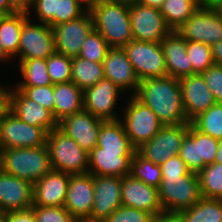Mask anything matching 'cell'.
I'll return each instance as SVG.
<instances>
[{"instance_id": "10", "label": "cell", "mask_w": 222, "mask_h": 222, "mask_svg": "<svg viewBox=\"0 0 222 222\" xmlns=\"http://www.w3.org/2000/svg\"><path fill=\"white\" fill-rule=\"evenodd\" d=\"M134 40L161 43L172 31L159 9L134 2L129 5Z\"/></svg>"}, {"instance_id": "25", "label": "cell", "mask_w": 222, "mask_h": 222, "mask_svg": "<svg viewBox=\"0 0 222 222\" xmlns=\"http://www.w3.org/2000/svg\"><path fill=\"white\" fill-rule=\"evenodd\" d=\"M168 76L180 79L193 74V67L186 52V40L172 30L162 41Z\"/></svg>"}, {"instance_id": "24", "label": "cell", "mask_w": 222, "mask_h": 222, "mask_svg": "<svg viewBox=\"0 0 222 222\" xmlns=\"http://www.w3.org/2000/svg\"><path fill=\"white\" fill-rule=\"evenodd\" d=\"M135 151H105L96 146L89 152V173L92 175H130L131 160Z\"/></svg>"}, {"instance_id": "4", "label": "cell", "mask_w": 222, "mask_h": 222, "mask_svg": "<svg viewBox=\"0 0 222 222\" xmlns=\"http://www.w3.org/2000/svg\"><path fill=\"white\" fill-rule=\"evenodd\" d=\"M51 167L70 175L89 173V153L58 127L47 135Z\"/></svg>"}, {"instance_id": "16", "label": "cell", "mask_w": 222, "mask_h": 222, "mask_svg": "<svg viewBox=\"0 0 222 222\" xmlns=\"http://www.w3.org/2000/svg\"><path fill=\"white\" fill-rule=\"evenodd\" d=\"M103 120L82 109L58 122V128L73 138L82 149L91 152L96 146Z\"/></svg>"}, {"instance_id": "19", "label": "cell", "mask_w": 222, "mask_h": 222, "mask_svg": "<svg viewBox=\"0 0 222 222\" xmlns=\"http://www.w3.org/2000/svg\"><path fill=\"white\" fill-rule=\"evenodd\" d=\"M179 82L183 108L190 122L216 103L212 92L201 74L181 77Z\"/></svg>"}, {"instance_id": "52", "label": "cell", "mask_w": 222, "mask_h": 222, "mask_svg": "<svg viewBox=\"0 0 222 222\" xmlns=\"http://www.w3.org/2000/svg\"><path fill=\"white\" fill-rule=\"evenodd\" d=\"M222 5V0H198V6L202 9L216 10Z\"/></svg>"}, {"instance_id": "32", "label": "cell", "mask_w": 222, "mask_h": 222, "mask_svg": "<svg viewBox=\"0 0 222 222\" xmlns=\"http://www.w3.org/2000/svg\"><path fill=\"white\" fill-rule=\"evenodd\" d=\"M198 9V0H165L160 11L168 26L176 30Z\"/></svg>"}, {"instance_id": "38", "label": "cell", "mask_w": 222, "mask_h": 222, "mask_svg": "<svg viewBox=\"0 0 222 222\" xmlns=\"http://www.w3.org/2000/svg\"><path fill=\"white\" fill-rule=\"evenodd\" d=\"M46 62L53 85L71 81L72 57L55 52L46 58Z\"/></svg>"}, {"instance_id": "22", "label": "cell", "mask_w": 222, "mask_h": 222, "mask_svg": "<svg viewBox=\"0 0 222 222\" xmlns=\"http://www.w3.org/2000/svg\"><path fill=\"white\" fill-rule=\"evenodd\" d=\"M70 174L51 169L33 184V205L62 207Z\"/></svg>"}, {"instance_id": "56", "label": "cell", "mask_w": 222, "mask_h": 222, "mask_svg": "<svg viewBox=\"0 0 222 222\" xmlns=\"http://www.w3.org/2000/svg\"><path fill=\"white\" fill-rule=\"evenodd\" d=\"M81 4H85L86 10H90L92 7L96 6L102 0H78Z\"/></svg>"}, {"instance_id": "29", "label": "cell", "mask_w": 222, "mask_h": 222, "mask_svg": "<svg viewBox=\"0 0 222 222\" xmlns=\"http://www.w3.org/2000/svg\"><path fill=\"white\" fill-rule=\"evenodd\" d=\"M176 215L179 222H222V199L202 197L192 207Z\"/></svg>"}, {"instance_id": "27", "label": "cell", "mask_w": 222, "mask_h": 222, "mask_svg": "<svg viewBox=\"0 0 222 222\" xmlns=\"http://www.w3.org/2000/svg\"><path fill=\"white\" fill-rule=\"evenodd\" d=\"M29 16L27 11H16L10 15L0 16V40L3 49L10 57L18 54L22 26Z\"/></svg>"}, {"instance_id": "37", "label": "cell", "mask_w": 222, "mask_h": 222, "mask_svg": "<svg viewBox=\"0 0 222 222\" xmlns=\"http://www.w3.org/2000/svg\"><path fill=\"white\" fill-rule=\"evenodd\" d=\"M109 49L110 46L105 39L98 31L93 29L86 37L78 57L103 63Z\"/></svg>"}, {"instance_id": "35", "label": "cell", "mask_w": 222, "mask_h": 222, "mask_svg": "<svg viewBox=\"0 0 222 222\" xmlns=\"http://www.w3.org/2000/svg\"><path fill=\"white\" fill-rule=\"evenodd\" d=\"M191 124L215 139L222 138V103L213 104L207 111L195 117Z\"/></svg>"}, {"instance_id": "6", "label": "cell", "mask_w": 222, "mask_h": 222, "mask_svg": "<svg viewBox=\"0 0 222 222\" xmlns=\"http://www.w3.org/2000/svg\"><path fill=\"white\" fill-rule=\"evenodd\" d=\"M123 49L140 82L168 76L161 43L133 39Z\"/></svg>"}, {"instance_id": "44", "label": "cell", "mask_w": 222, "mask_h": 222, "mask_svg": "<svg viewBox=\"0 0 222 222\" xmlns=\"http://www.w3.org/2000/svg\"><path fill=\"white\" fill-rule=\"evenodd\" d=\"M152 214L133 207L120 206L105 222H150Z\"/></svg>"}, {"instance_id": "3", "label": "cell", "mask_w": 222, "mask_h": 222, "mask_svg": "<svg viewBox=\"0 0 222 222\" xmlns=\"http://www.w3.org/2000/svg\"><path fill=\"white\" fill-rule=\"evenodd\" d=\"M52 169L47 144L42 147L0 149V170L35 183Z\"/></svg>"}, {"instance_id": "30", "label": "cell", "mask_w": 222, "mask_h": 222, "mask_svg": "<svg viewBox=\"0 0 222 222\" xmlns=\"http://www.w3.org/2000/svg\"><path fill=\"white\" fill-rule=\"evenodd\" d=\"M71 69V81L83 91L104 78L103 63L78 56L72 57Z\"/></svg>"}, {"instance_id": "43", "label": "cell", "mask_w": 222, "mask_h": 222, "mask_svg": "<svg viewBox=\"0 0 222 222\" xmlns=\"http://www.w3.org/2000/svg\"><path fill=\"white\" fill-rule=\"evenodd\" d=\"M27 98L38 102L48 109L54 116V85L37 86V87H16Z\"/></svg>"}, {"instance_id": "42", "label": "cell", "mask_w": 222, "mask_h": 222, "mask_svg": "<svg viewBox=\"0 0 222 222\" xmlns=\"http://www.w3.org/2000/svg\"><path fill=\"white\" fill-rule=\"evenodd\" d=\"M82 6L78 0H57L56 12L54 13V26L82 16L87 11Z\"/></svg>"}, {"instance_id": "61", "label": "cell", "mask_w": 222, "mask_h": 222, "mask_svg": "<svg viewBox=\"0 0 222 222\" xmlns=\"http://www.w3.org/2000/svg\"><path fill=\"white\" fill-rule=\"evenodd\" d=\"M0 222H7L6 213L0 212Z\"/></svg>"}, {"instance_id": "47", "label": "cell", "mask_w": 222, "mask_h": 222, "mask_svg": "<svg viewBox=\"0 0 222 222\" xmlns=\"http://www.w3.org/2000/svg\"><path fill=\"white\" fill-rule=\"evenodd\" d=\"M160 166L162 177L186 176L191 173L185 162L179 156L169 158L167 161L160 164Z\"/></svg>"}, {"instance_id": "51", "label": "cell", "mask_w": 222, "mask_h": 222, "mask_svg": "<svg viewBox=\"0 0 222 222\" xmlns=\"http://www.w3.org/2000/svg\"><path fill=\"white\" fill-rule=\"evenodd\" d=\"M150 222H179L176 214L162 213L151 218Z\"/></svg>"}, {"instance_id": "36", "label": "cell", "mask_w": 222, "mask_h": 222, "mask_svg": "<svg viewBox=\"0 0 222 222\" xmlns=\"http://www.w3.org/2000/svg\"><path fill=\"white\" fill-rule=\"evenodd\" d=\"M186 52L193 67V74H202L214 65L211 45L198 41H186Z\"/></svg>"}, {"instance_id": "49", "label": "cell", "mask_w": 222, "mask_h": 222, "mask_svg": "<svg viewBox=\"0 0 222 222\" xmlns=\"http://www.w3.org/2000/svg\"><path fill=\"white\" fill-rule=\"evenodd\" d=\"M10 93L11 91L6 90L0 86V118L9 111Z\"/></svg>"}, {"instance_id": "45", "label": "cell", "mask_w": 222, "mask_h": 222, "mask_svg": "<svg viewBox=\"0 0 222 222\" xmlns=\"http://www.w3.org/2000/svg\"><path fill=\"white\" fill-rule=\"evenodd\" d=\"M217 103H222V65L214 64L201 74Z\"/></svg>"}, {"instance_id": "12", "label": "cell", "mask_w": 222, "mask_h": 222, "mask_svg": "<svg viewBox=\"0 0 222 222\" xmlns=\"http://www.w3.org/2000/svg\"><path fill=\"white\" fill-rule=\"evenodd\" d=\"M176 31L186 41L213 45L222 40V19L215 10L199 8Z\"/></svg>"}, {"instance_id": "34", "label": "cell", "mask_w": 222, "mask_h": 222, "mask_svg": "<svg viewBox=\"0 0 222 222\" xmlns=\"http://www.w3.org/2000/svg\"><path fill=\"white\" fill-rule=\"evenodd\" d=\"M130 175L157 189L162 180L161 166L147 160L137 151L134 152L131 160Z\"/></svg>"}, {"instance_id": "9", "label": "cell", "mask_w": 222, "mask_h": 222, "mask_svg": "<svg viewBox=\"0 0 222 222\" xmlns=\"http://www.w3.org/2000/svg\"><path fill=\"white\" fill-rule=\"evenodd\" d=\"M189 124L163 125L153 138L143 143L136 151L154 164H162L169 158L178 156L183 137Z\"/></svg>"}, {"instance_id": "8", "label": "cell", "mask_w": 222, "mask_h": 222, "mask_svg": "<svg viewBox=\"0 0 222 222\" xmlns=\"http://www.w3.org/2000/svg\"><path fill=\"white\" fill-rule=\"evenodd\" d=\"M48 132L18 119L8 111L0 118V149L42 147Z\"/></svg>"}, {"instance_id": "17", "label": "cell", "mask_w": 222, "mask_h": 222, "mask_svg": "<svg viewBox=\"0 0 222 222\" xmlns=\"http://www.w3.org/2000/svg\"><path fill=\"white\" fill-rule=\"evenodd\" d=\"M33 206V183L0 170V212L25 211Z\"/></svg>"}, {"instance_id": "46", "label": "cell", "mask_w": 222, "mask_h": 222, "mask_svg": "<svg viewBox=\"0 0 222 222\" xmlns=\"http://www.w3.org/2000/svg\"><path fill=\"white\" fill-rule=\"evenodd\" d=\"M57 0H30L28 13L30 8L36 9V14L43 24L54 27V13L56 12Z\"/></svg>"}, {"instance_id": "14", "label": "cell", "mask_w": 222, "mask_h": 222, "mask_svg": "<svg viewBox=\"0 0 222 222\" xmlns=\"http://www.w3.org/2000/svg\"><path fill=\"white\" fill-rule=\"evenodd\" d=\"M120 92L110 79L103 78L83 91V109L103 121L119 120L113 109Z\"/></svg>"}, {"instance_id": "48", "label": "cell", "mask_w": 222, "mask_h": 222, "mask_svg": "<svg viewBox=\"0 0 222 222\" xmlns=\"http://www.w3.org/2000/svg\"><path fill=\"white\" fill-rule=\"evenodd\" d=\"M7 222H36L31 209L25 211H12L6 213Z\"/></svg>"}, {"instance_id": "13", "label": "cell", "mask_w": 222, "mask_h": 222, "mask_svg": "<svg viewBox=\"0 0 222 222\" xmlns=\"http://www.w3.org/2000/svg\"><path fill=\"white\" fill-rule=\"evenodd\" d=\"M56 52L69 57L78 56L89 33L94 29L93 19L89 10L82 16L54 27Z\"/></svg>"}, {"instance_id": "26", "label": "cell", "mask_w": 222, "mask_h": 222, "mask_svg": "<svg viewBox=\"0 0 222 222\" xmlns=\"http://www.w3.org/2000/svg\"><path fill=\"white\" fill-rule=\"evenodd\" d=\"M83 109V90L72 81L54 85V118L57 122Z\"/></svg>"}, {"instance_id": "20", "label": "cell", "mask_w": 222, "mask_h": 222, "mask_svg": "<svg viewBox=\"0 0 222 222\" xmlns=\"http://www.w3.org/2000/svg\"><path fill=\"white\" fill-rule=\"evenodd\" d=\"M122 205L146 211L153 216L164 213L158 196V189L133 178L123 177L121 187Z\"/></svg>"}, {"instance_id": "2", "label": "cell", "mask_w": 222, "mask_h": 222, "mask_svg": "<svg viewBox=\"0 0 222 222\" xmlns=\"http://www.w3.org/2000/svg\"><path fill=\"white\" fill-rule=\"evenodd\" d=\"M89 11L94 29L110 48H123L133 40L129 4L102 0Z\"/></svg>"}, {"instance_id": "1", "label": "cell", "mask_w": 222, "mask_h": 222, "mask_svg": "<svg viewBox=\"0 0 222 222\" xmlns=\"http://www.w3.org/2000/svg\"><path fill=\"white\" fill-rule=\"evenodd\" d=\"M135 96L151 108L163 125L191 123L183 108L178 78L166 76L143 80Z\"/></svg>"}, {"instance_id": "31", "label": "cell", "mask_w": 222, "mask_h": 222, "mask_svg": "<svg viewBox=\"0 0 222 222\" xmlns=\"http://www.w3.org/2000/svg\"><path fill=\"white\" fill-rule=\"evenodd\" d=\"M19 69L24 81L18 83L15 87L52 85L45 58L24 59L19 63Z\"/></svg>"}, {"instance_id": "39", "label": "cell", "mask_w": 222, "mask_h": 222, "mask_svg": "<svg viewBox=\"0 0 222 222\" xmlns=\"http://www.w3.org/2000/svg\"><path fill=\"white\" fill-rule=\"evenodd\" d=\"M187 133L198 143L199 160H203V168L214 163L218 150V139L200 132L191 123H189Z\"/></svg>"}, {"instance_id": "23", "label": "cell", "mask_w": 222, "mask_h": 222, "mask_svg": "<svg viewBox=\"0 0 222 222\" xmlns=\"http://www.w3.org/2000/svg\"><path fill=\"white\" fill-rule=\"evenodd\" d=\"M104 78L110 79L121 91L133 90L136 95L140 81L123 48H110L103 60Z\"/></svg>"}, {"instance_id": "53", "label": "cell", "mask_w": 222, "mask_h": 222, "mask_svg": "<svg viewBox=\"0 0 222 222\" xmlns=\"http://www.w3.org/2000/svg\"><path fill=\"white\" fill-rule=\"evenodd\" d=\"M18 11L8 0H0V15H10Z\"/></svg>"}, {"instance_id": "33", "label": "cell", "mask_w": 222, "mask_h": 222, "mask_svg": "<svg viewBox=\"0 0 222 222\" xmlns=\"http://www.w3.org/2000/svg\"><path fill=\"white\" fill-rule=\"evenodd\" d=\"M197 176L202 197L222 199V163L206 165Z\"/></svg>"}, {"instance_id": "62", "label": "cell", "mask_w": 222, "mask_h": 222, "mask_svg": "<svg viewBox=\"0 0 222 222\" xmlns=\"http://www.w3.org/2000/svg\"><path fill=\"white\" fill-rule=\"evenodd\" d=\"M222 19V5L215 10Z\"/></svg>"}, {"instance_id": "40", "label": "cell", "mask_w": 222, "mask_h": 222, "mask_svg": "<svg viewBox=\"0 0 222 222\" xmlns=\"http://www.w3.org/2000/svg\"><path fill=\"white\" fill-rule=\"evenodd\" d=\"M36 222H78V220L64 206H36L31 207Z\"/></svg>"}, {"instance_id": "7", "label": "cell", "mask_w": 222, "mask_h": 222, "mask_svg": "<svg viewBox=\"0 0 222 222\" xmlns=\"http://www.w3.org/2000/svg\"><path fill=\"white\" fill-rule=\"evenodd\" d=\"M125 109L122 124L131 145L135 149L150 141L163 127L151 108L141 102L135 95H133Z\"/></svg>"}, {"instance_id": "60", "label": "cell", "mask_w": 222, "mask_h": 222, "mask_svg": "<svg viewBox=\"0 0 222 222\" xmlns=\"http://www.w3.org/2000/svg\"><path fill=\"white\" fill-rule=\"evenodd\" d=\"M78 222H105L101 220H91V219H80Z\"/></svg>"}, {"instance_id": "41", "label": "cell", "mask_w": 222, "mask_h": 222, "mask_svg": "<svg viewBox=\"0 0 222 222\" xmlns=\"http://www.w3.org/2000/svg\"><path fill=\"white\" fill-rule=\"evenodd\" d=\"M178 156L191 172L198 173L203 169V160H199L198 143L188 133L183 137Z\"/></svg>"}, {"instance_id": "55", "label": "cell", "mask_w": 222, "mask_h": 222, "mask_svg": "<svg viewBox=\"0 0 222 222\" xmlns=\"http://www.w3.org/2000/svg\"><path fill=\"white\" fill-rule=\"evenodd\" d=\"M18 11H28L30 0H8Z\"/></svg>"}, {"instance_id": "18", "label": "cell", "mask_w": 222, "mask_h": 222, "mask_svg": "<svg viewBox=\"0 0 222 222\" xmlns=\"http://www.w3.org/2000/svg\"><path fill=\"white\" fill-rule=\"evenodd\" d=\"M94 204L93 175H70L64 207L77 220L91 219Z\"/></svg>"}, {"instance_id": "21", "label": "cell", "mask_w": 222, "mask_h": 222, "mask_svg": "<svg viewBox=\"0 0 222 222\" xmlns=\"http://www.w3.org/2000/svg\"><path fill=\"white\" fill-rule=\"evenodd\" d=\"M9 111L21 121L29 125L41 127L48 133L58 127V122L51 111L38 102L27 98L16 88L10 93Z\"/></svg>"}, {"instance_id": "15", "label": "cell", "mask_w": 222, "mask_h": 222, "mask_svg": "<svg viewBox=\"0 0 222 222\" xmlns=\"http://www.w3.org/2000/svg\"><path fill=\"white\" fill-rule=\"evenodd\" d=\"M122 181L123 177L93 175L94 204L91 220L105 221L122 206Z\"/></svg>"}, {"instance_id": "5", "label": "cell", "mask_w": 222, "mask_h": 222, "mask_svg": "<svg viewBox=\"0 0 222 222\" xmlns=\"http://www.w3.org/2000/svg\"><path fill=\"white\" fill-rule=\"evenodd\" d=\"M158 196L164 213L177 214L192 207L202 198L197 173L162 177Z\"/></svg>"}, {"instance_id": "11", "label": "cell", "mask_w": 222, "mask_h": 222, "mask_svg": "<svg viewBox=\"0 0 222 222\" xmlns=\"http://www.w3.org/2000/svg\"><path fill=\"white\" fill-rule=\"evenodd\" d=\"M28 18L22 26L18 49L19 63L24 59L47 58L56 52L53 29L48 24H33Z\"/></svg>"}, {"instance_id": "59", "label": "cell", "mask_w": 222, "mask_h": 222, "mask_svg": "<svg viewBox=\"0 0 222 222\" xmlns=\"http://www.w3.org/2000/svg\"><path fill=\"white\" fill-rule=\"evenodd\" d=\"M110 1H116L120 3H126V4H133L136 0H110Z\"/></svg>"}, {"instance_id": "28", "label": "cell", "mask_w": 222, "mask_h": 222, "mask_svg": "<svg viewBox=\"0 0 222 222\" xmlns=\"http://www.w3.org/2000/svg\"><path fill=\"white\" fill-rule=\"evenodd\" d=\"M97 146L105 151H136L125 133L121 119L101 123Z\"/></svg>"}, {"instance_id": "57", "label": "cell", "mask_w": 222, "mask_h": 222, "mask_svg": "<svg viewBox=\"0 0 222 222\" xmlns=\"http://www.w3.org/2000/svg\"><path fill=\"white\" fill-rule=\"evenodd\" d=\"M215 163H222V138L218 139V150L215 157Z\"/></svg>"}, {"instance_id": "54", "label": "cell", "mask_w": 222, "mask_h": 222, "mask_svg": "<svg viewBox=\"0 0 222 222\" xmlns=\"http://www.w3.org/2000/svg\"><path fill=\"white\" fill-rule=\"evenodd\" d=\"M135 2L144 6L160 10L165 0H136Z\"/></svg>"}, {"instance_id": "50", "label": "cell", "mask_w": 222, "mask_h": 222, "mask_svg": "<svg viewBox=\"0 0 222 222\" xmlns=\"http://www.w3.org/2000/svg\"><path fill=\"white\" fill-rule=\"evenodd\" d=\"M211 51L214 63L222 65V40L211 45Z\"/></svg>"}, {"instance_id": "58", "label": "cell", "mask_w": 222, "mask_h": 222, "mask_svg": "<svg viewBox=\"0 0 222 222\" xmlns=\"http://www.w3.org/2000/svg\"><path fill=\"white\" fill-rule=\"evenodd\" d=\"M10 56L5 52V50L3 49V45H2V42L0 40V61L2 62V60H7L9 59L10 60Z\"/></svg>"}]
</instances>
